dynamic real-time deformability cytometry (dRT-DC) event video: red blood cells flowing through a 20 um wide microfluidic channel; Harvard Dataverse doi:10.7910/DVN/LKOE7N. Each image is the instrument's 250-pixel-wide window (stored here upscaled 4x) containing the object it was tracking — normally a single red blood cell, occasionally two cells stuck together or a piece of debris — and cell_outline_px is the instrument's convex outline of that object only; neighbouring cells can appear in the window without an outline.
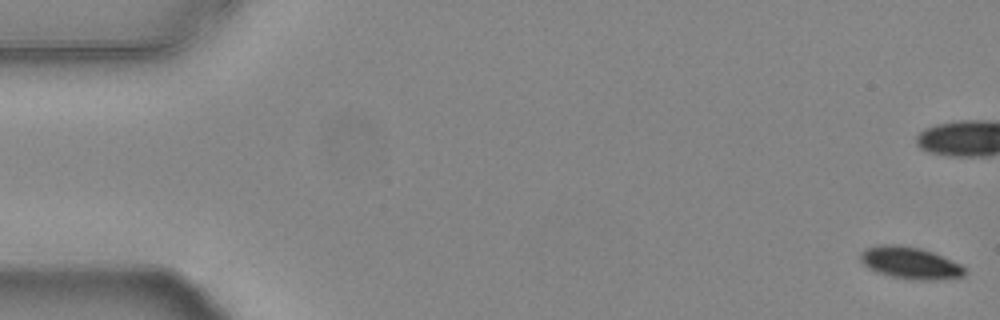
{"species": "common noctule bat (a hibernating species)", "species_latin": "Nyctalus noctula", "temperature_condition": "warm", "stored_images_in_passage": 9, "camera_frame_rate_fps": 3000, "um_per_image_px": 0.085, "animal": {"sex": "female", "body_mass_g": 24.6, "forearm_length_mm": 56.2}, "frame": {"image": 1, "passage_image": 1, "time_ms": 0.0, "image_size_px": [1000, 320], "cell_outline_px": [[968, 268], [964, 276], [936, 280], [912, 280], [892, 276], [876, 272], [868, 268], [860, 260], [860, 252], [868, 248], [880, 244], [900, 244], [920, 248], [932, 252], [960, 264]], "centroid_in_image_um": [77.37, 22.35], "position_along_channel_um": 7.6, "area_um2": 19.54}}